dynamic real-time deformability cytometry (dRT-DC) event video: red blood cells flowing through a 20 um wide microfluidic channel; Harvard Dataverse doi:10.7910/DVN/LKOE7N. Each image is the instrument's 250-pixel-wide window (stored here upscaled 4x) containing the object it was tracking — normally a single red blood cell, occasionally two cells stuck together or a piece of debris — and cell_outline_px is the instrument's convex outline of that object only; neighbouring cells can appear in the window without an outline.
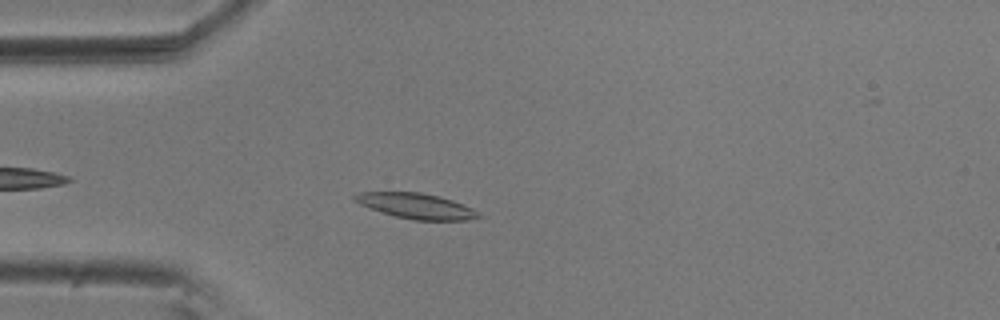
{"species": "common noctule bat (a hibernating species)", "species_latin": "Nyctalus noctula", "temperature_condition": "room temperature", "stored_images_in_passage": 48, "camera_frame_rate_fps": 3000, "um_per_image_px": 0.085, "animal": {"sex": "male", "body_mass_g": 20.5, "forearm_length_mm": 52.5}, "frame": {"image": 1, "passage_image": 6, "time_ms": 1.667, "image_size_px": [1000, 320], "cell_outline_px": [[484, 216], [468, 220], [412, 220], [396, 216], [360, 204], [352, 200], [352, 196], [360, 192], [420, 192], [440, 196], [452, 200], [472, 208]], "centroid_in_image_um": [35.4, 17.5], "position_along_channel_um": 49.6, "area_um2": 18.21}}
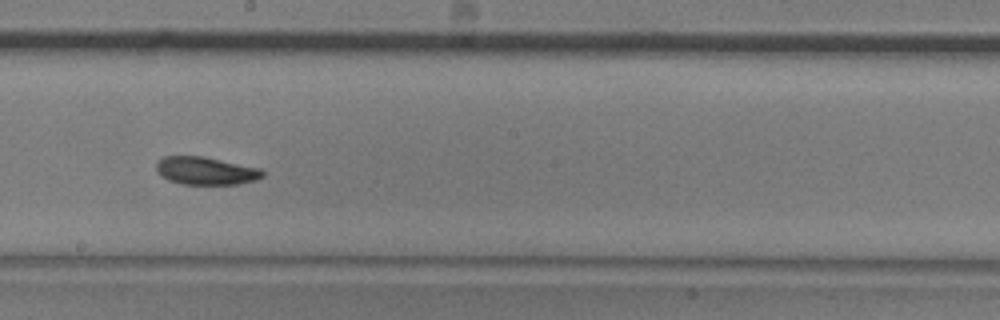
{"frame": {"image": 2, "passage_image": 22, "time_ms": 7.0, "image_size_px": [1000, 320], "cell_outline_px": [[264, 176], [256, 180], [240, 184], [180, 184], [168, 180], [160, 176], [156, 168], [156, 164], [164, 156], [204, 156], [260, 168], [264, 172]], "centroid_in_image_um": [17.5, 14.52], "position_along_channel_um": 230.7, "area_um2": 17.34}}
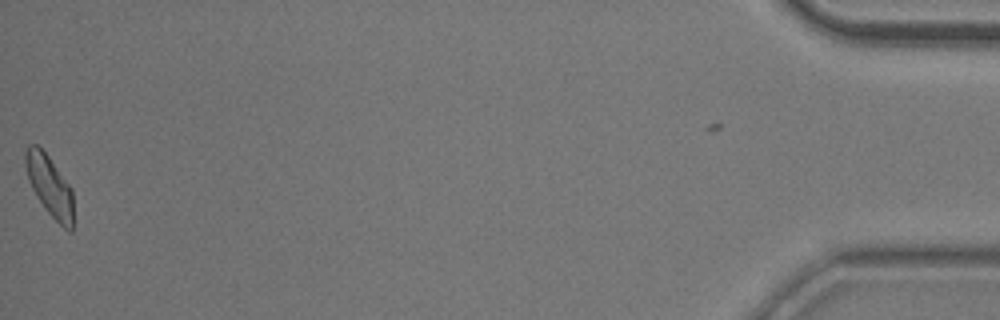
{"frame": {"image": 3, "passage_image": 47, "time_ms": 15.333, "image_size_px": [1000, 320], "cell_outline_px": [[72, 232], [68, 232], [44, 208], [36, 196], [28, 180], [24, 164], [24, 152], [28, 144], [36, 144], [48, 156], [72, 188]], "centroid_in_image_um": [4.19, 15.78], "position_along_channel_um": 431.0, "area_um2": 16.94}, "authors_computed_cell_mechanics": {"area_um2": 17.3689, "velocity_mm_per_s": 3.586, "shape_relaxation_time_tau1_ms": 4.7653, "shape_relaxation_time_tau2_ms": null, "deformation_change_tau1": 0.1354, "deformation_change_tau2": null}}